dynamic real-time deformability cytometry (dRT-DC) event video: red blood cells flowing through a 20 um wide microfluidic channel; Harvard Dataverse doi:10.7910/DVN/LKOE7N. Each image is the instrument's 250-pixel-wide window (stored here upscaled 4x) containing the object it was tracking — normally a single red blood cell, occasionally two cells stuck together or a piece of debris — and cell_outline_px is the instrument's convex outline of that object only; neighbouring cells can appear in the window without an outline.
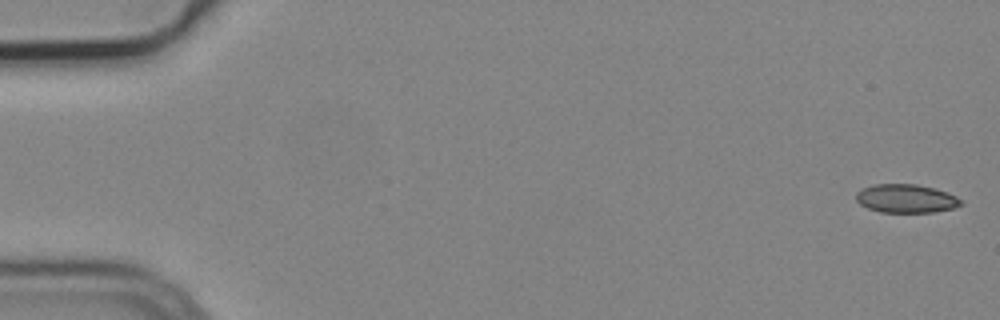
{"species": "common noctule bat (a hibernating species)", "species_latin": "Nyctalus noctula", "temperature_condition": "cold", "stored_images_in_passage": 4, "camera_frame_rate_fps": 3000, "um_per_image_px": 0.085, "animal": {"sex": "male", "body_mass_g": 19.2, "forearm_length_mm": 51.8}, "frame": {"image": 1, "passage_image": 1, "time_ms": 0.0, "image_size_px": [1000, 320], "cell_outline_px": [[964, 204], [952, 208], [932, 212], [880, 212], [868, 208], [860, 204], [856, 200], [856, 192], [860, 188], [876, 184], [916, 184], [948, 192], [964, 200]], "centroid_in_image_um": [77.02, 16.87], "position_along_channel_um": 8.0, "area_um2": 17.51}}